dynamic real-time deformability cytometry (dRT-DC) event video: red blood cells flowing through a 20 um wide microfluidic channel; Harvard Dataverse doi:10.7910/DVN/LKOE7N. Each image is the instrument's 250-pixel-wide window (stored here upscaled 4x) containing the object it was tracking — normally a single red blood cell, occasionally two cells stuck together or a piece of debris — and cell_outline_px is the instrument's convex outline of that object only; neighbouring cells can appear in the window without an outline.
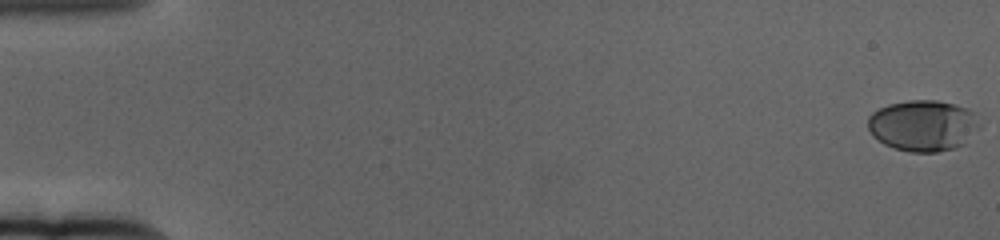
{"species": "human", "species_latin": "Homo sapiens", "temperature_condition": "cold", "stored_images_in_passage": 62, "camera_frame_rate_fps": 3000, "um_per_image_px": 0.085, "donor": {"sex": "female"}, "frame": {"image": 1, "passage_image": 1, "time_ms": 0.0, "image_size_px": [1000, 240], "cell_outline_px": [[980, 128], [964, 144], [956, 148], [936, 152], [912, 152], [896, 148], [884, 144], [872, 136], [868, 128], [868, 116], [872, 112], [888, 104], [908, 100], [936, 100], [968, 108], [972, 112], [980, 124]], "centroid_in_image_um": [78.45, 10.67], "position_along_channel_um": 6.5, "area_um2": 33.35}}
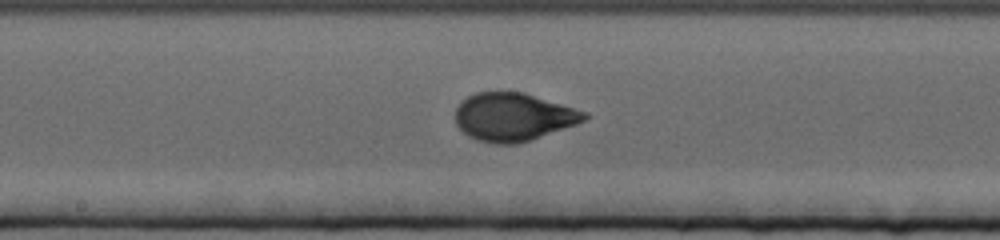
{"frame": {"image": 2, "passage_image": 34, "time_ms": 11.0, "image_size_px": [1000, 240], "cell_outline_px": [[592, 116], [576, 124], [532, 140], [516, 144], [496, 144], [476, 140], [468, 136], [456, 124], [456, 108], [468, 96], [476, 92], [524, 92], [588, 112]], "centroid_in_image_um": [43.66, 9.95], "position_along_channel_um": 204.5, "area_um2": 36.18}}
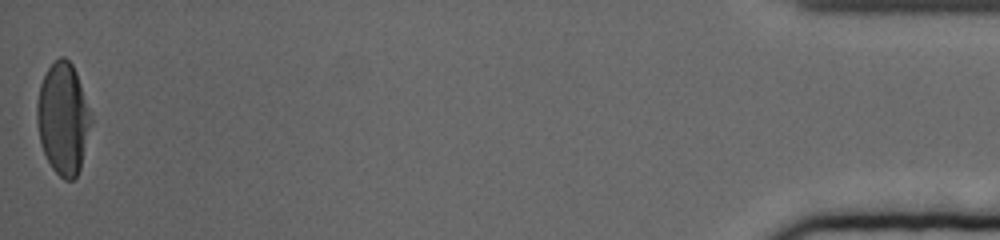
{"frame": {"image": 3, "passage_image": 62, "time_ms": 20.333, "image_size_px": [1000, 240], "cell_outline_px": [[92, 120], [80, 168], [76, 176], [72, 180], [64, 180], [52, 168], [40, 144], [36, 120], [36, 104], [40, 84], [48, 68], [60, 56], [64, 56], [72, 64], [76, 72]], "centroid_in_image_um": [5.34, 10.09], "position_along_channel_um": 429.9, "area_um2": 34.8}, "authors_computed_cell_mechanics": {"area_um2": 34.2465, "velocity_mm_per_s": 3.3537, "shape_relaxation_time_tau1_ms": 3.7625, "shape_relaxation_time_tau2_ms": null, "deformation_change_tau1": 0.1813, "deformation_change_tau2": null}}